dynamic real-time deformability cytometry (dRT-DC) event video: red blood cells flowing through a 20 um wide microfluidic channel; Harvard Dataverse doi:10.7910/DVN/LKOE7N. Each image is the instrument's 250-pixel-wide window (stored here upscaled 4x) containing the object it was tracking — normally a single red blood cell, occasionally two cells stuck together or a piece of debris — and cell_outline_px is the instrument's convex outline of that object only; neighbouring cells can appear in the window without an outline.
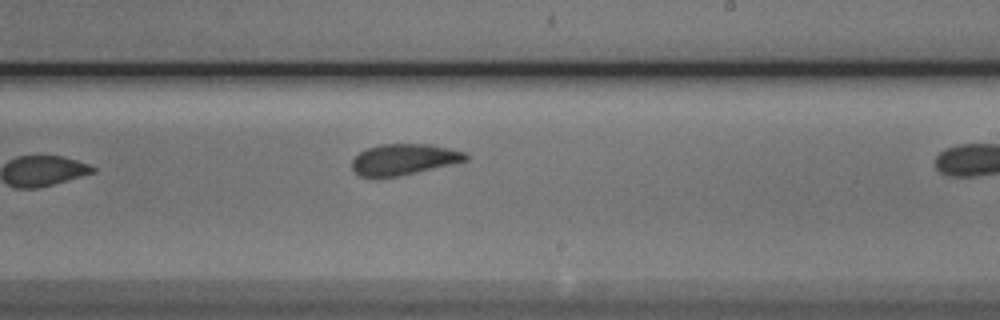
{"species": "Egyptian fruit bat (a non-hibernating species)", "species_latin": "Rousettus aegyptiacus", "temperature_condition": "cold", "stored_images_in_passage": 8, "camera_frame_rate_fps": 3000, "um_per_image_px": 0.085, "animal": {"sex": "male"}, "frame": {"image": 1, "passage_image": 7, "time_ms": 2.0, "image_size_px": [1000, 320], "cell_outline_px": [[468, 160], [400, 176], [376, 180], [360, 176], [352, 168], [352, 160], [360, 152], [368, 148], [380, 144], [432, 144], [468, 152]], "centroid_in_image_um": [34.32, 13.57], "position_along_channel_um": 254.7, "area_um2": 20.98}}